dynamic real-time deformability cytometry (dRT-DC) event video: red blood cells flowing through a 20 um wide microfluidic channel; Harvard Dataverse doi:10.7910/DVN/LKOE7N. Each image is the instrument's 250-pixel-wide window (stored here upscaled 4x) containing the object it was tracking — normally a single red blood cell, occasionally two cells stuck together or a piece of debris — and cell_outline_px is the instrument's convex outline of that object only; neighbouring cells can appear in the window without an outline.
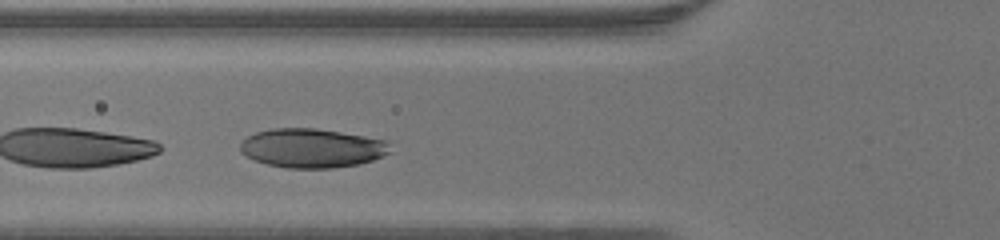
{"species": "human", "species_latin": "Homo sapiens", "temperature_condition": "warm", "stored_images_in_passage": 30, "camera_frame_rate_fps": 3000, "um_per_image_px": 0.085, "donor": {"sex": "male"}, "frame": {"image": 1, "passage_image": 9, "time_ms": 2.667, "image_size_px": [1000, 240], "cell_outline_px": [[392, 152], [372, 160], [360, 164], [332, 168], [284, 168], [268, 164], [256, 160], [240, 152], [240, 144], [248, 136], [256, 132], [272, 128], [316, 128], [388, 140]], "centroid_in_image_um": [26.55, 12.59], "position_along_channel_um": 99.3, "area_um2": 34.22}}
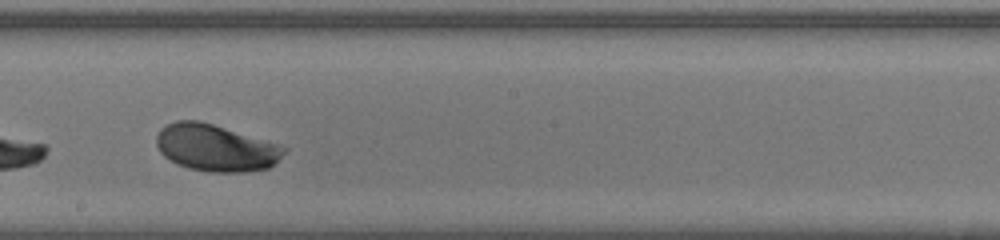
{"frame": {"image": 2, "passage_image": 18, "time_ms": 5.667, "image_size_px": [1000, 240], "cell_outline_px": [[288, 148], [268, 168], [244, 172], [208, 172], [188, 168], [176, 164], [164, 156], [160, 152], [156, 144], [156, 136], [160, 128], [176, 120], [196, 120], [212, 124], [276, 144]], "centroid_in_image_um": [18.26, 12.57], "position_along_channel_um": 229.9, "area_um2": 34.39}}
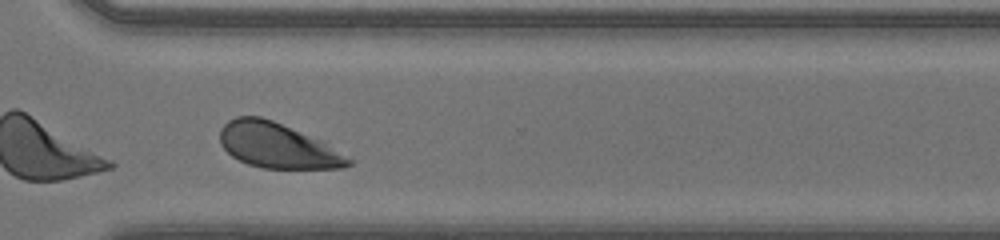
{"frame": {"image": 3, "passage_image": 26, "time_ms": 8.333, "image_size_px": [1000, 240], "cell_outline_px": [[352, 164], [344, 168], [264, 168], [248, 164], [232, 156], [220, 144], [220, 128], [228, 120], [236, 116], [260, 116], [272, 120], [320, 140], [352, 160]], "centroid_in_image_um": [23.53, 12.37], "position_along_channel_um": 347.1, "area_um2": 33.29}}